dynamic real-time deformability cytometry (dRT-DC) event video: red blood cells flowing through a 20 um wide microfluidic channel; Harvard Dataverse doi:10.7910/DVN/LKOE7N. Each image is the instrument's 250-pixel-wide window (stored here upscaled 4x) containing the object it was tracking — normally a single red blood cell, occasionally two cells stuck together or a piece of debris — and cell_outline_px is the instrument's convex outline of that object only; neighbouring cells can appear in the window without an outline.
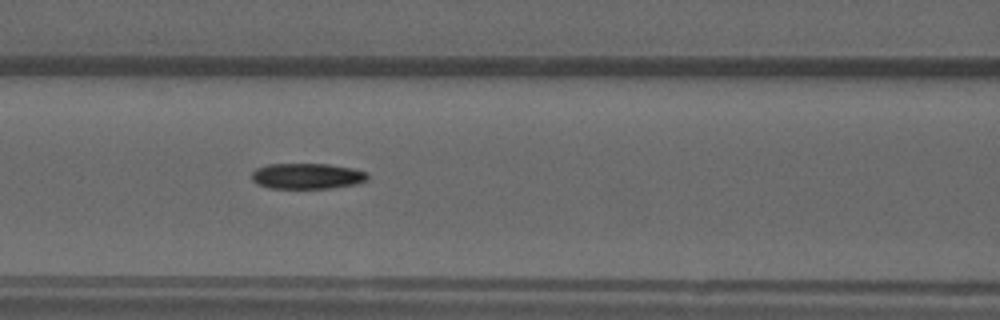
{"species": "common noctule bat (a hibernating species)", "species_latin": "Nyctalus noctula", "temperature_condition": "warm", "stored_images_in_passage": 46, "camera_frame_rate_fps": 3000, "um_per_image_px": 0.085, "animal": {"sex": "male", "forearm_length_mm": 52.5}, "frame": {"image": 1, "passage_image": 22, "time_ms": 7.0, "image_size_px": [1000, 320], "cell_outline_px": [[368, 176], [364, 180], [356, 184], [332, 188], [268, 188], [256, 184], [252, 180], [252, 172], [256, 168], [268, 164], [328, 164], [352, 168], [368, 172]], "centroid_in_image_um": [26.07, 14.97], "position_along_channel_um": 140.5, "area_um2": 17.4}}
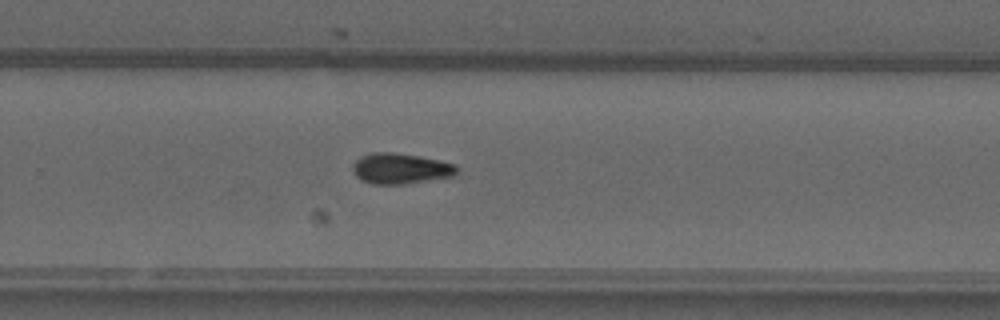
{"frame": {"image": 2, "passage_image": 34, "time_ms": 11.0, "image_size_px": [1000, 320], "cell_outline_px": [[460, 172], [456, 176], [404, 184], [372, 184], [360, 180], [356, 176], [352, 168], [356, 160], [360, 156], [372, 152], [392, 152], [440, 160], [456, 164], [460, 168]], "centroid_in_image_um": [34.1, 14.33], "position_along_channel_um": 295.7, "area_um2": 18.84}}
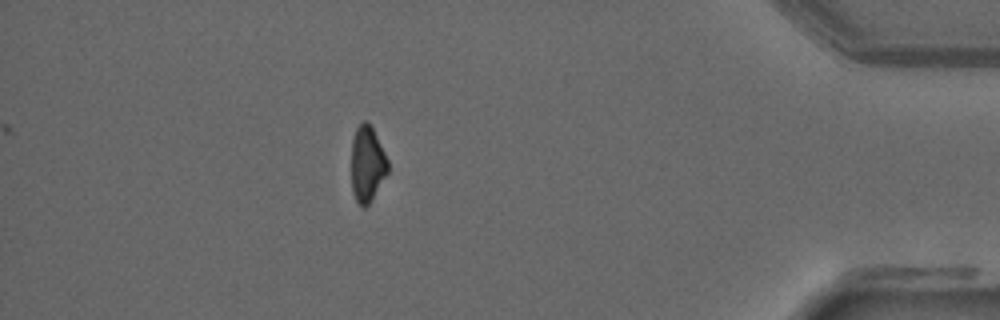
{"frame": {"image": 3, "passage_image": 46, "time_ms": 15.0, "image_size_px": [1000, 320], "cell_outline_px": [[388, 172], [372, 200], [364, 208], [360, 208], [352, 192], [352, 140], [356, 128], [364, 120], [368, 120], [388, 160]], "centroid_in_image_um": [31.21, 13.97], "position_along_channel_um": 404.0, "area_um2": 16.13}}